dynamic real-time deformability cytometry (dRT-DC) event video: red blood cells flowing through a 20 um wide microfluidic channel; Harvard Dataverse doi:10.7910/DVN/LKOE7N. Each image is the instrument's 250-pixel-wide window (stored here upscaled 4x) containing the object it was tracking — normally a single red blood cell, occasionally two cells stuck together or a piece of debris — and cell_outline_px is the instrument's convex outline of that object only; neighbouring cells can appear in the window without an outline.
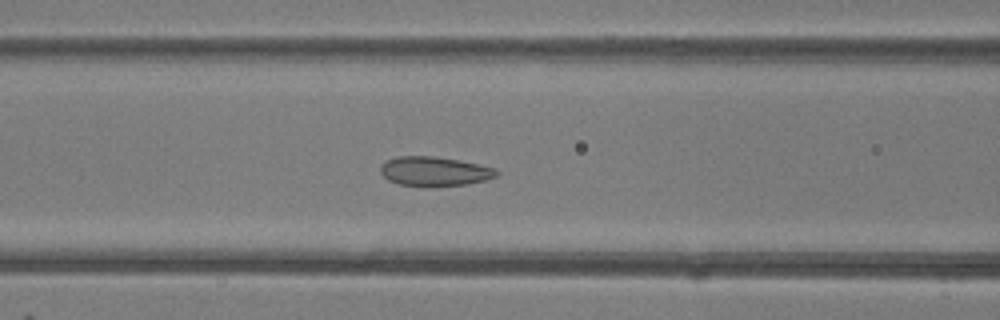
{"species": "common noctule bat (a hibernating species)", "species_latin": "Nyctalus noctula", "temperature_condition": "room temperature", "stored_images_in_passage": 50, "camera_frame_rate_fps": 3000, "um_per_image_px": 0.085, "animal": {"sex": "female"}, "frame": {"image": 1, "passage_image": 21, "time_ms": 6.667, "image_size_px": [1000, 320], "cell_outline_px": [[500, 172], [496, 176], [484, 180], [468, 184], [424, 188], [400, 184], [388, 180], [380, 172], [380, 164], [396, 156], [436, 156], [496, 168]], "centroid_in_image_um": [36.9, 14.58], "position_along_channel_um": 129.7, "area_um2": 20.11}}
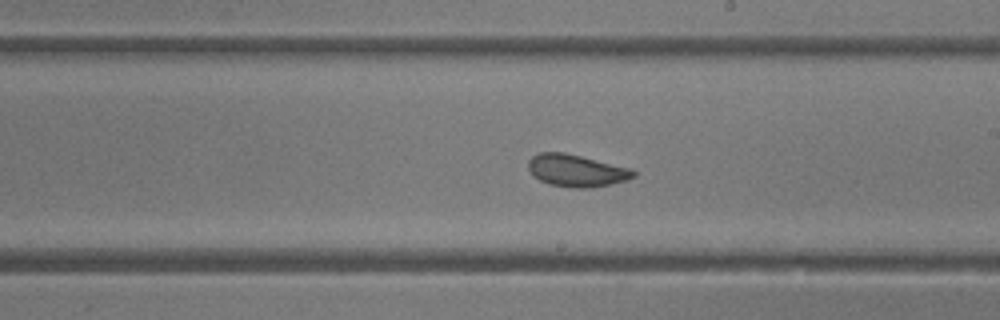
{"frame": {"image": 2, "passage_image": 29, "time_ms": 9.333, "image_size_px": [1000, 320], "cell_outline_px": [[636, 176], [628, 180], [612, 184], [592, 188], [572, 188], [548, 184], [540, 180], [528, 168], [528, 160], [532, 156], [540, 152], [564, 152], [632, 168], [636, 172]], "centroid_in_image_um": [49.04, 14.5], "position_along_channel_um": 240.0, "area_um2": 19.88}}
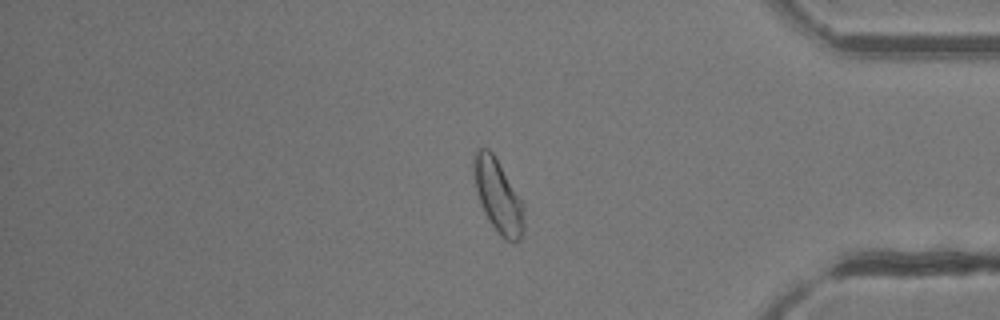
{"frame": {"image": 3, "passage_image": 42, "time_ms": 13.667, "image_size_px": [1000, 320], "cell_outline_px": [[524, 232], [520, 240], [512, 244], [504, 240], [500, 236], [484, 212], [480, 204], [472, 172], [472, 164], [476, 152], [480, 148], [488, 148], [492, 152], [524, 204]], "centroid_in_image_um": [42.35, 16.71], "position_along_channel_um": 392.9, "area_um2": 21.5}, "authors_computed_cell_mechanics": {"area_um2": 21.4149, "velocity_mm_per_s": 4.1518, "shape_relaxation_time_tau1_ms": 7.2239, "shape_relaxation_time_tau2_ms": 1.0412, "deformation_change_tau1": 0.1284, "deformation_change_tau2": 0.0789}}